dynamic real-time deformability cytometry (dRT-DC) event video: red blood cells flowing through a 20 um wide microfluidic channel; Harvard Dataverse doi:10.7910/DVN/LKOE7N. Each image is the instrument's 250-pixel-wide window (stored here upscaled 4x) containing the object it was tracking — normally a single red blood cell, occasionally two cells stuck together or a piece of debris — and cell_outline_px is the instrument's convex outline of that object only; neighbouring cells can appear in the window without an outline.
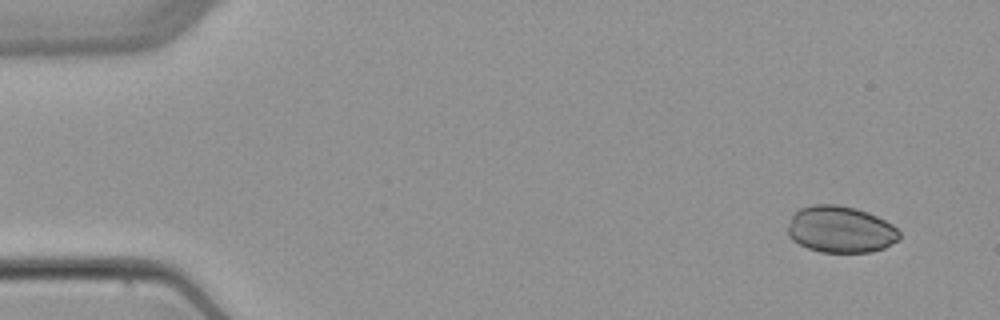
{"species": "common noctule bat (a hibernating species)", "species_latin": "Nyctalus noctula", "temperature_condition": "warm", "stored_images_in_passage": 4, "camera_frame_rate_fps": 3000, "um_per_image_px": 0.085, "animal": {"sex": "female", "body_mass_g": 22.7, "forearm_length_mm": 54.2}, "frame": {"image": 1, "passage_image": 1, "time_ms": 0.0, "image_size_px": [1000, 320], "cell_outline_px": [[900, 240], [884, 248], [872, 252], [820, 252], [808, 248], [792, 240], [788, 236], [788, 224], [792, 216], [800, 208], [812, 204], [836, 204], [856, 208], [868, 212], [892, 224], [900, 232]], "centroid_in_image_um": [71.45, 19.5], "position_along_channel_um": 13.5, "area_um2": 30.52}}
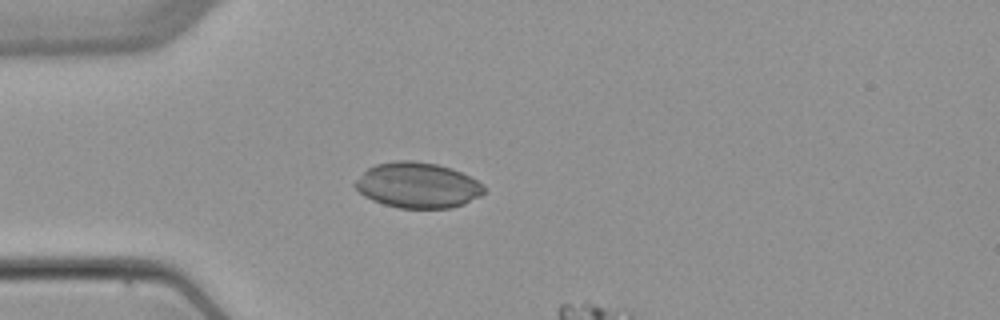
{"frame": {"image": 2, "passage_image": 4, "time_ms": 3.667, "image_size_px": [1000, 320], "cell_outline_px": [[484, 192], [480, 196], [464, 204], [452, 208], [400, 208], [384, 204], [372, 200], [364, 196], [352, 184], [368, 168], [376, 164], [396, 160], [412, 160], [436, 164], [460, 172], [476, 180], [484, 188]], "centroid_in_image_um": [35.47, 15.75], "position_along_channel_um": 49.5, "area_um2": 33.93}}